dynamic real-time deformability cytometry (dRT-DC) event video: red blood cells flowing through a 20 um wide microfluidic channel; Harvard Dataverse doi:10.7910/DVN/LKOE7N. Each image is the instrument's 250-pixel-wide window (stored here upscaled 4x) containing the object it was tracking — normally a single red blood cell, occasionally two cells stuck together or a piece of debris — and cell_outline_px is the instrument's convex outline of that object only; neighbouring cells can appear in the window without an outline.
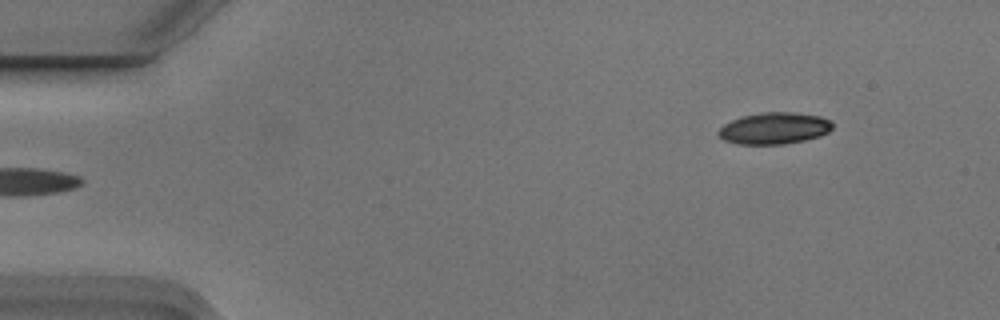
{"species": "Egyptian fruit bat (a non-hibernating species)", "species_latin": "Rousettus aegyptiacus", "temperature_condition": "cold", "stored_images_in_passage": 5, "camera_frame_rate_fps": 3000, "um_per_image_px": 0.085, "animal": {"sex": "male"}, "frame": {"image": 1, "passage_image": 5, "time_ms": 1.333, "image_size_px": [1000, 320], "cell_outline_px": [[832, 128], [828, 132], [820, 136], [804, 140], [784, 144], [736, 144], [724, 140], [716, 132], [724, 124], [732, 120], [744, 116], [764, 112], [796, 112], [820, 116], [832, 120]], "centroid_in_image_um": [65.83, 10.9], "position_along_channel_um": 19.2, "area_um2": 21.04}}